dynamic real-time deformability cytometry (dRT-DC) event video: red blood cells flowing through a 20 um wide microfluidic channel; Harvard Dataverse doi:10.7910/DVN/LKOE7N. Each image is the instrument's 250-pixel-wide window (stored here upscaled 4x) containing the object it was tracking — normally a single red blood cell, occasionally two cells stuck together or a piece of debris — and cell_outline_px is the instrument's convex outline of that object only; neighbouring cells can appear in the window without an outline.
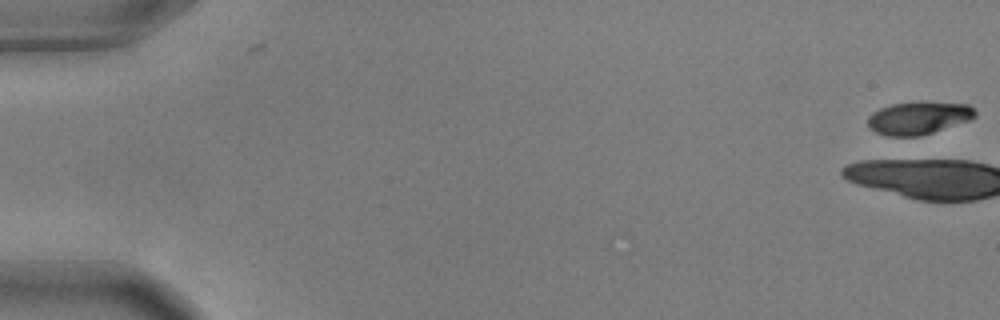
{"species": "common noctule bat (a hibernating species)", "species_latin": "Nyctalus noctula", "temperature_condition": "warm", "stored_images_in_passage": 2, "camera_frame_rate_fps": 3000, "um_per_image_px": 0.085, "animal": {"sex": "male", "body_mass_g": 17.9, "forearm_length_mm": 54.2}, "frame": {"image": 1, "passage_image": 2, "time_ms": 0.333, "image_size_px": [1000, 320], "cell_outline_px": [[976, 116], [972, 120], [920, 136], [888, 136], [876, 132], [868, 124], [868, 116], [872, 112], [880, 108], [892, 104], [920, 100], [924, 100], [968, 104], [976, 112]], "centroid_in_image_um": [78.12, 9.99], "position_along_channel_um": 6.9, "area_um2": 20.92}}